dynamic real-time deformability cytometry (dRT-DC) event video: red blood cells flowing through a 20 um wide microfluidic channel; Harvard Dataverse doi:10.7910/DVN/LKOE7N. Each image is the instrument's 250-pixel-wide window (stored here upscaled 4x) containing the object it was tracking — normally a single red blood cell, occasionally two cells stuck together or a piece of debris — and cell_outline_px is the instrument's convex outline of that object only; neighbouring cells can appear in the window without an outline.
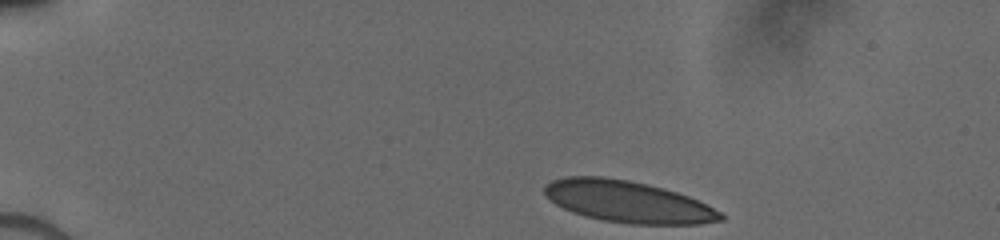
{"species": "human", "species_latin": "Homo sapiens", "temperature_condition": "cold", "stored_images_in_passage": 39, "camera_frame_rate_fps": 3000, "um_per_image_px": 0.085, "donor": {"sex": "male"}, "frame": {"image": 1, "passage_image": 1, "time_ms": 0.0, "image_size_px": [1000, 240], "cell_outline_px": [[724, 220], [700, 224], [628, 224], [600, 220], [584, 216], [572, 212], [556, 204], [544, 192], [544, 184], [552, 180], [564, 176], [604, 176], [628, 180], [648, 184], [664, 188], [688, 196], [720, 212], [724, 216]], "centroid_in_image_um": [53.33, 17.14], "position_along_channel_um": 31.7, "area_um2": 42.77}}
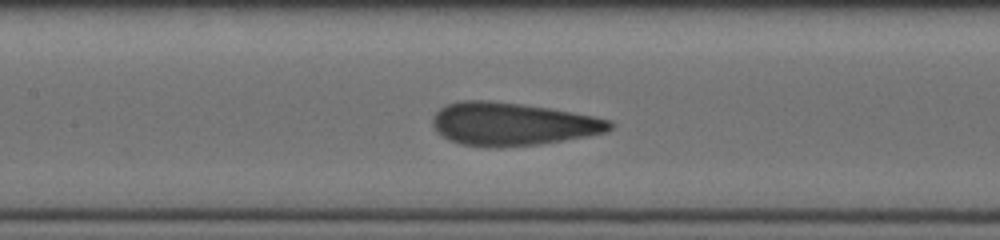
{"frame": {"image": 2, "passage_image": 17, "time_ms": 5.333, "image_size_px": [1000, 240], "cell_outline_px": [[616, 124], [608, 132], [588, 136], [540, 144], [500, 148], [488, 148], [460, 144], [448, 140], [436, 132], [432, 124], [432, 116], [440, 108], [448, 104], [460, 100], [488, 100], [552, 108], [612, 120]], "centroid_in_image_um": [43.55, 10.55], "position_along_channel_um": 163.9, "area_um2": 44.97}}
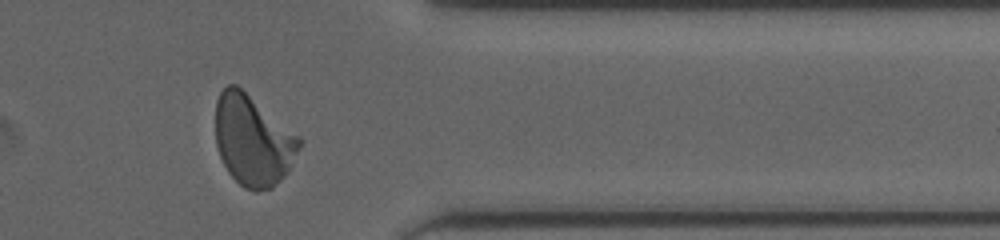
{"frame": {"image": 3, "passage_image": 34, "time_ms": 11.0, "image_size_px": [1000, 240], "cell_outline_px": [[304, 140], [288, 172], [272, 188], [256, 192], [244, 188], [228, 172], [220, 156], [216, 144], [216, 100], [220, 92], [228, 84], [236, 84], [300, 136]], "centroid_in_image_um": [21.51, 11.94], "position_along_channel_um": 389.9, "area_um2": 44.33}}